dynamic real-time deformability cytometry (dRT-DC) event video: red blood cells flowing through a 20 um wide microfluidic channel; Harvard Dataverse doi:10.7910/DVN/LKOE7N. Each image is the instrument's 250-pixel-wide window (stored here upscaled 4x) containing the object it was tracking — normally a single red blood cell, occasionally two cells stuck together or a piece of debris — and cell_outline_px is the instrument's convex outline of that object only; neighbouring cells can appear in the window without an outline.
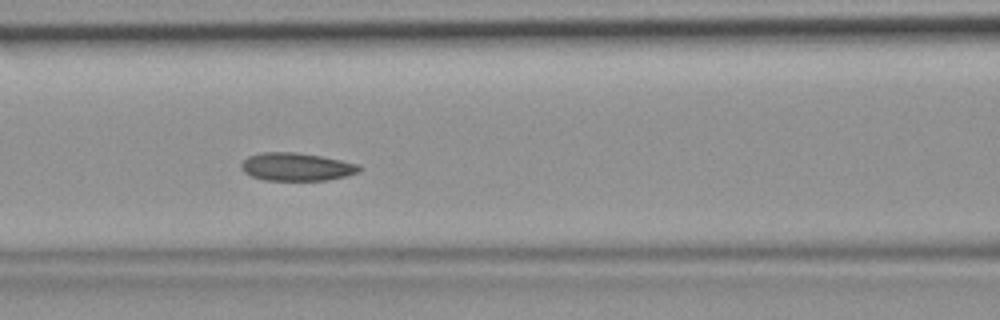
{"species": "common noctule bat (a hibernating species)", "species_latin": "Nyctalus noctula", "temperature_condition": "room temperature", "stored_images_in_passage": 50, "camera_frame_rate_fps": 3000, "um_per_image_px": 0.085, "animal": {"sex": "female", "body_mass_g": 19.9}, "frame": {"image": 1, "passage_image": 22, "time_ms": 7.0, "image_size_px": [1000, 320], "cell_outline_px": [[360, 172], [328, 180], [264, 180], [252, 176], [244, 172], [240, 168], [240, 164], [248, 156], [264, 152], [296, 152], [320, 156], [360, 164]], "centroid_in_image_um": [25.19, 14.18], "position_along_channel_um": 141.4, "area_um2": 19.19}}
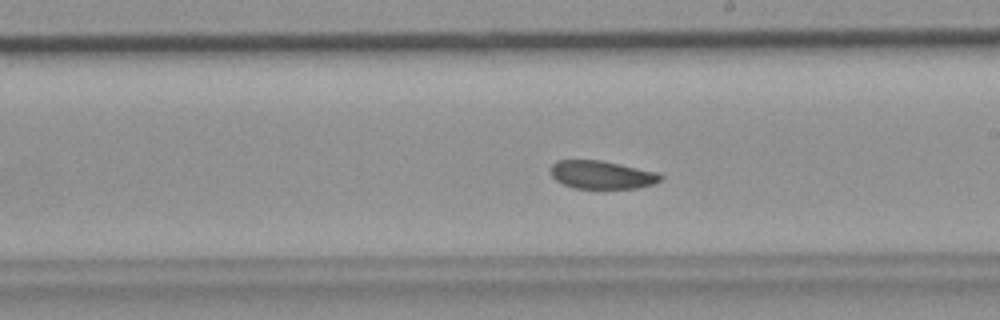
{"frame": {"image": 2, "passage_image": 29, "time_ms": 9.333, "image_size_px": [1000, 320], "cell_outline_px": [[664, 176], [656, 184], [636, 188], [572, 188], [556, 180], [552, 176], [548, 168], [556, 160], [600, 160], [660, 172]], "centroid_in_image_um": [51.16, 14.85], "position_along_channel_um": 237.8, "area_um2": 18.26}}